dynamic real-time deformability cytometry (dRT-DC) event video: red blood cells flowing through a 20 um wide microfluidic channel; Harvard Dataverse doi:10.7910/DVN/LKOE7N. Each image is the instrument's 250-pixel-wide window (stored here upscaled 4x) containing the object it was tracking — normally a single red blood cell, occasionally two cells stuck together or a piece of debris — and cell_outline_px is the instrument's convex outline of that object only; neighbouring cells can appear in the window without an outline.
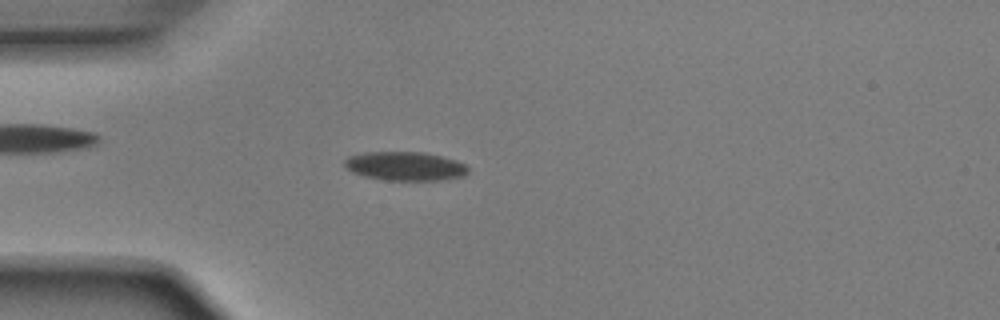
{"species": "Egyptian fruit bat (a non-hibernating species)", "species_latin": "Rousettus aegyptiacus", "temperature_condition": "room temperature", "stored_images_in_passage": 17, "camera_frame_rate_fps": 3000, "um_per_image_px": 0.085, "animal": {"sex": "male"}, "frame": {"image": 1, "passage_image": 14, "time_ms": 4.333, "image_size_px": [1000, 320], "cell_outline_px": [[468, 172], [464, 176], [440, 180], [384, 180], [364, 176], [352, 172], [344, 164], [344, 160], [348, 156], [364, 152], [424, 152], [456, 160], [464, 164], [468, 168]], "centroid_in_image_um": [34.42, 14.12], "position_along_channel_um": 50.6, "area_um2": 20.75}}